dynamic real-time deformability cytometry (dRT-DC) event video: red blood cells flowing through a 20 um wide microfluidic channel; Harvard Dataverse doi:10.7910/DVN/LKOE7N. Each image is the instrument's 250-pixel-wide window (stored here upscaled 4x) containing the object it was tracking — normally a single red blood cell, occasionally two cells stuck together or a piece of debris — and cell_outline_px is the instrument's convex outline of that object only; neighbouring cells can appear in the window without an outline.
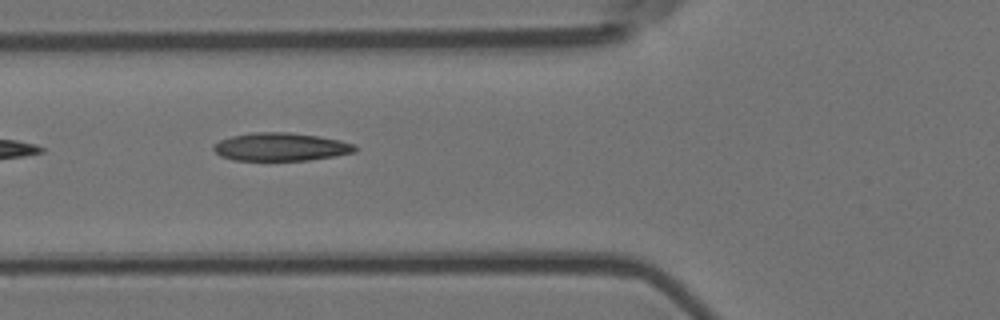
{"species": "Egyptian fruit bat (a non-hibernating species)", "species_latin": "Rousettus aegyptiacus", "temperature_condition": "room temperature", "stored_images_in_passage": 14, "camera_frame_rate_fps": 3000, "um_per_image_px": 0.085, "animal": {"sex": "female"}, "frame": {"image": 1, "passage_image": 5, "time_ms": 1.333, "image_size_px": [1000, 320], "cell_outline_px": [[356, 152], [308, 160], [232, 160], [220, 156], [212, 148], [220, 140], [232, 136], [252, 132], [288, 132], [316, 136], [340, 140], [356, 144]], "centroid_in_image_um": [23.86, 12.48], "position_along_channel_um": 101.9, "area_um2": 23.0}}
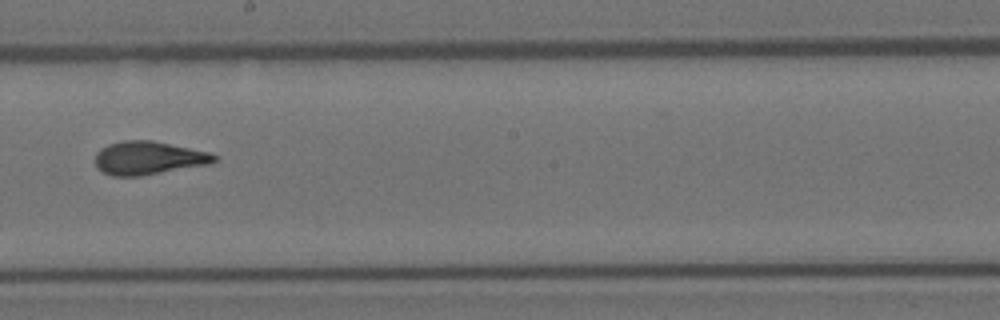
{"frame": {"image": 2, "passage_image": 8, "time_ms": 2.333, "image_size_px": [1000, 320], "cell_outline_px": [[216, 160], [208, 164], [140, 176], [112, 176], [96, 168], [96, 152], [100, 148], [108, 144], [124, 140], [152, 140], [208, 152], [216, 156]], "centroid_in_image_um": [12.56, 13.42], "position_along_channel_um": 235.6, "area_um2": 22.89}}
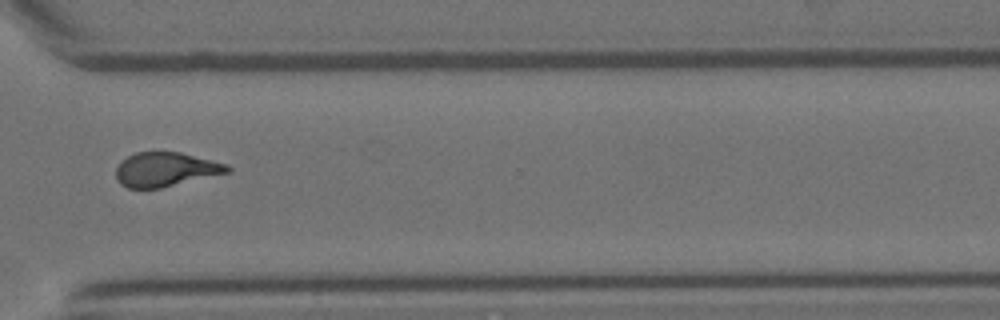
{"frame": {"image": 3, "passage_image": 11, "time_ms": 3.333, "image_size_px": [1000, 320], "cell_outline_px": [[232, 172], [160, 188], [128, 188], [120, 184], [116, 180], [116, 168], [128, 156], [136, 152], [180, 152], [228, 164], [232, 168]], "centroid_in_image_um": [14.12, 14.41], "position_along_channel_um": 356.5, "area_um2": 22.25}}